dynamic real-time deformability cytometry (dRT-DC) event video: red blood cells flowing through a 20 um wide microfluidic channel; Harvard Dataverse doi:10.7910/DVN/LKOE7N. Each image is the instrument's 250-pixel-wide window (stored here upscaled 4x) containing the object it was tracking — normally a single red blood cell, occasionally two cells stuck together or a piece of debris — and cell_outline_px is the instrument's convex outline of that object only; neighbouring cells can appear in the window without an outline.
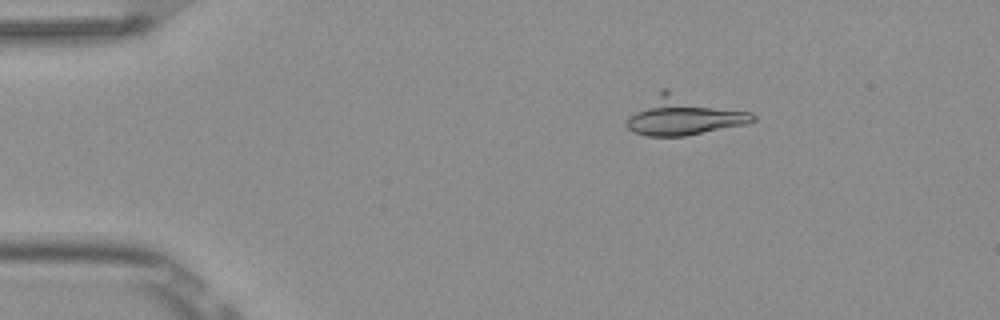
{"species": "Egyptian fruit bat (a non-hibernating species)", "species_latin": "Rousettus aegyptiacus", "temperature_condition": "room temperature", "stored_images_in_passage": 5, "camera_frame_rate_fps": 3000, "um_per_image_px": 0.085, "frame": {"image": 1, "passage_image": 2, "time_ms": 0.333, "image_size_px": [1000, 320], "cell_outline_px": [[756, 120], [748, 124], [684, 136], [648, 136], [632, 132], [624, 124], [628, 116], [660, 88], [668, 88], [752, 112], [756, 116]], "centroid_in_image_um": [58.12, 9.8], "position_along_channel_um": 26.9, "area_um2": 29.3}}
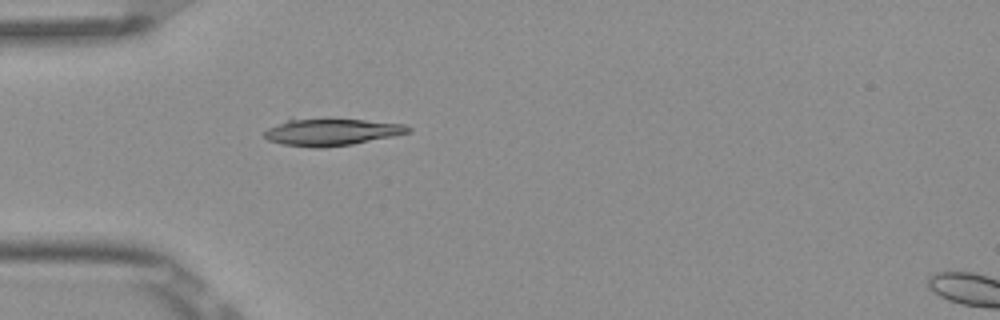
{"frame": {"image": 2, "passage_image": 4, "time_ms": 1.0, "image_size_px": [1000, 320], "cell_outline_px": [[412, 132], [352, 144], [324, 148], [312, 148], [280, 144], [268, 140], [264, 136], [264, 132], [268, 128], [288, 116], [292, 116], [364, 120], [408, 124], [412, 128]], "centroid_in_image_um": [28.09, 11.18], "position_along_channel_um": 56.9, "area_um2": 23.7}}